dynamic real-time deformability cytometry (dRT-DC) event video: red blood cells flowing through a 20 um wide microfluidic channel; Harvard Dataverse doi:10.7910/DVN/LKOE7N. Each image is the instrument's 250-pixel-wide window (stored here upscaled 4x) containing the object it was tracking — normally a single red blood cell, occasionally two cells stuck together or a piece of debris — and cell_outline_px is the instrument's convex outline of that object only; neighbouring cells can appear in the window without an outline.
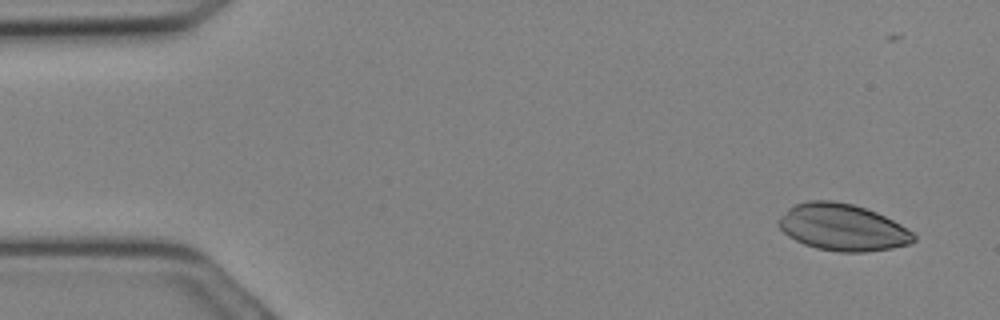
{"species": "Egyptian fruit bat (a non-hibernating species)", "species_latin": "Rousettus aegyptiacus", "temperature_condition": "cold", "stored_images_in_passage": 30, "camera_frame_rate_fps": 3000, "um_per_image_px": 0.085, "animal": {"sex": "female"}, "frame": {"image": 1, "passage_image": 1, "time_ms": 0.0, "image_size_px": [1000, 320], "cell_outline_px": [[916, 240], [908, 244], [892, 248], [864, 252], [840, 252], [816, 248], [804, 244], [788, 236], [780, 228], [776, 220], [788, 208], [796, 204], [808, 200], [832, 200], [852, 204], [876, 212], [900, 224], [912, 232], [916, 236]], "centroid_in_image_um": [71.59, 19.32], "position_along_channel_um": 13.4, "area_um2": 36.76}}
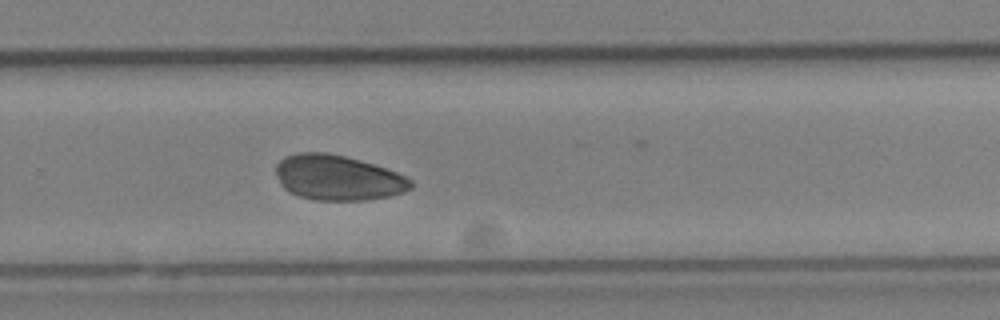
{"frame": {"image": 2, "passage_image": 19, "time_ms": 6.0, "image_size_px": [1000, 320], "cell_outline_px": [[412, 188], [404, 192], [388, 196], [364, 200], [312, 200], [288, 192], [280, 184], [276, 172], [276, 164], [284, 156], [300, 152], [328, 152], [360, 160], [396, 172], [412, 180]], "centroid_in_image_um": [28.68, 15.1], "position_along_channel_um": 301.1, "area_um2": 35.49}}
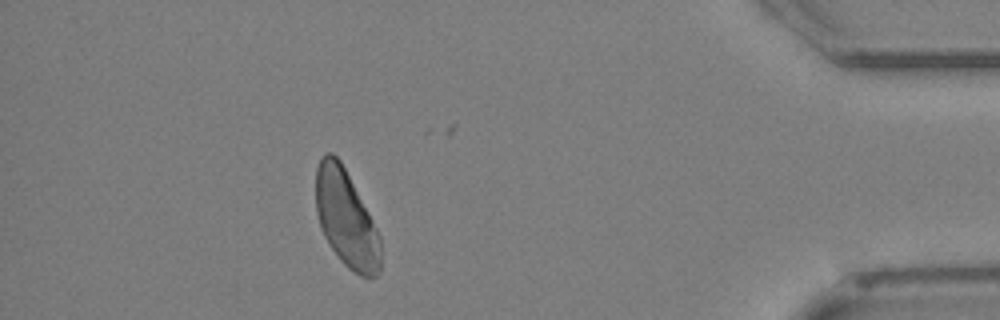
{"frame": {"image": 3, "passage_image": 26, "time_ms": 8.333, "image_size_px": [1000, 320], "cell_outline_px": [[380, 272], [376, 276], [360, 276], [348, 268], [340, 260], [324, 236], [320, 228], [316, 212], [316, 168], [320, 156], [324, 152], [332, 152], [340, 160], [372, 220], [380, 236]], "centroid_in_image_um": [29.39, 18.57], "position_along_channel_um": 405.8, "area_um2": 36.36}}